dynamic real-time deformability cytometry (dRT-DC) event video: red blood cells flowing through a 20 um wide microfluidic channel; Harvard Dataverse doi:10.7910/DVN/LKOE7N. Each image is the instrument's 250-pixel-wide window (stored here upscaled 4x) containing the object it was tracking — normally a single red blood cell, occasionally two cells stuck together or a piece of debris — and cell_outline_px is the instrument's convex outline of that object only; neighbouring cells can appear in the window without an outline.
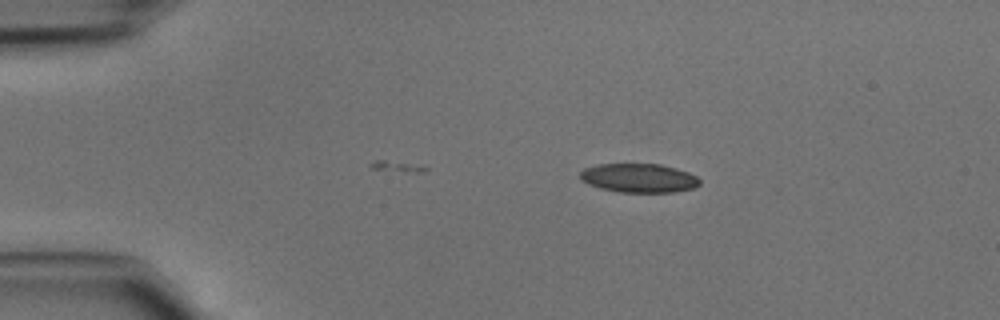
{"species": "common noctule bat (a hibernating species)", "species_latin": "Nyctalus noctula", "temperature_condition": "cold", "stored_images_in_passage": 33, "camera_frame_rate_fps": 3000, "um_per_image_px": 0.085, "animal": {"sex": "male", "body_mass_g": 15.6}, "frame": {"image": 1, "passage_image": 2, "time_ms": 0.333, "image_size_px": [1000, 320], "cell_outline_px": [[700, 184], [692, 188], [676, 192], [620, 192], [600, 188], [588, 184], [580, 180], [580, 172], [584, 168], [596, 164], [660, 164], [676, 168], [688, 172], [696, 176], [700, 180]], "centroid_in_image_um": [54.28, 15.13], "position_along_channel_um": 30.7, "area_um2": 20.23}}
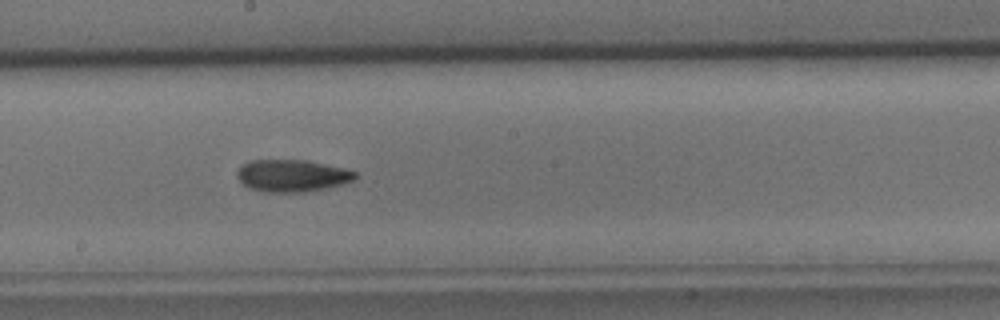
{"frame": {"image": 2, "passage_image": 19, "time_ms": 6.0, "image_size_px": [1000, 320], "cell_outline_px": [[360, 176], [352, 180], [340, 184], [324, 188], [300, 192], [264, 192], [248, 188], [236, 176], [236, 172], [248, 160], [308, 160], [344, 168], [356, 172]], "centroid_in_image_um": [24.81, 14.92], "position_along_channel_um": 223.4, "area_um2": 22.02}}
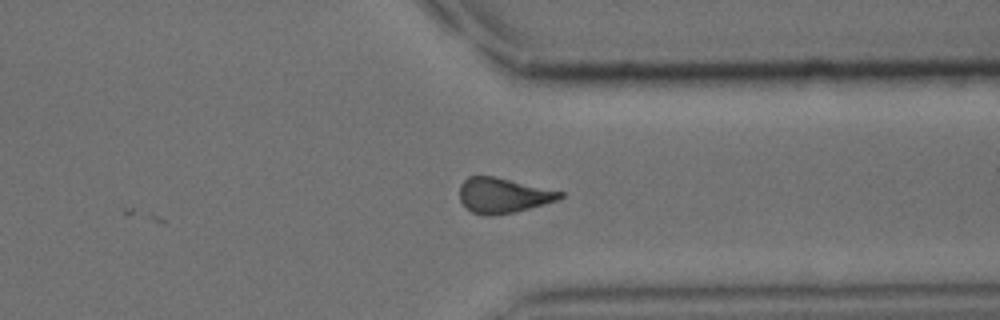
{"frame": {"image": 3, "passage_image": 29, "time_ms": 9.333, "image_size_px": [1000, 320], "cell_outline_px": [[564, 196], [556, 200], [544, 204], [512, 212], [488, 216], [484, 216], [472, 212], [460, 200], [460, 184], [468, 176], [496, 176], [564, 192]], "centroid_in_image_um": [42.75, 16.59], "position_along_channel_um": 368.7, "area_um2": 20.4}}